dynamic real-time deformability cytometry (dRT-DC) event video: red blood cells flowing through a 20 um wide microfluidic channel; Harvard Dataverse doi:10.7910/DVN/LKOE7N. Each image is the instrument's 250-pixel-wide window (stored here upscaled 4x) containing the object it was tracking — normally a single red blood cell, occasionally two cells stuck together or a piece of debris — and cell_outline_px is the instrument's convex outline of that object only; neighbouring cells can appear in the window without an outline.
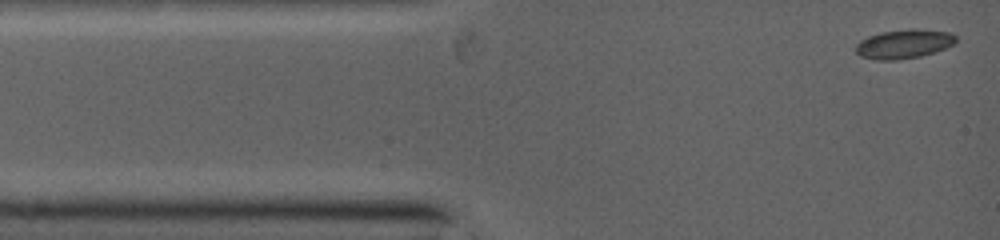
{"species": "common noctule bat (a hibernating species)", "species_latin": "Nyctalus noctula", "temperature_condition": "warm", "stored_images_in_passage": 4, "camera_frame_rate_fps": 5000, "um_per_image_px": 0.085, "animal": {"sex": "female", "body_mass_g": 19.0, "forearm_length_mm": 53.3}, "frame": {"image": 1, "passage_image": 1, "time_ms": 0.0, "image_size_px": [1000, 240], "cell_outline_px": [[956, 40], [952, 44], [944, 48], [920, 56], [896, 60], [876, 60], [860, 56], [856, 52], [856, 44], [860, 40], [868, 36], [884, 32], [948, 32], [956, 36]], "centroid_in_image_um": [76.73, 3.8], "position_along_channel_um": 8.3, "area_um2": 15.78}}
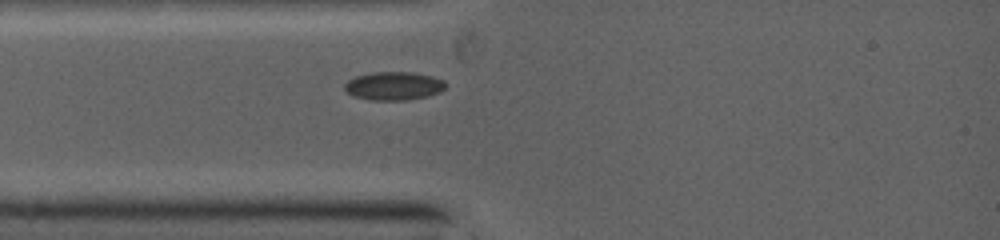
{"frame": {"image": 2, "passage_image": 4, "time_ms": 2.2, "image_size_px": [1000, 240], "cell_outline_px": [[444, 88], [436, 92], [424, 96], [404, 100], [372, 100], [356, 96], [348, 92], [344, 88], [344, 84], [348, 80], [356, 76], [376, 72], [408, 72], [432, 76], [444, 80]], "centroid_in_image_um": [33.43, 7.29], "position_along_channel_um": 51.6, "area_um2": 16.18}}